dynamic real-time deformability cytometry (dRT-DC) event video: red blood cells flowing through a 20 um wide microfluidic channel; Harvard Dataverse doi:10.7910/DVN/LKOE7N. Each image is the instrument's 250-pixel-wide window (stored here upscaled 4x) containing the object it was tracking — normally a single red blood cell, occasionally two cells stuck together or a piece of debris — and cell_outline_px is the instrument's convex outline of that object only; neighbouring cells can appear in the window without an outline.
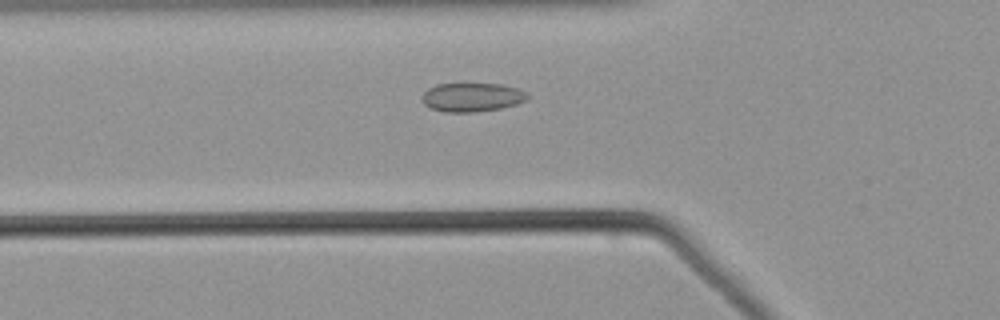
{"species": "common noctule bat (a hibernating species)", "species_latin": "Nyctalus noctula", "temperature_condition": "warm", "stored_images_in_passage": 46, "camera_frame_rate_fps": 3000, "um_per_image_px": 0.085, "animal": {"sex": "male", "body_mass_g": 21.5, "forearm_length_mm": 52.0}, "frame": {"image": 1, "passage_image": 11, "time_ms": 3.333, "image_size_px": [1000, 320], "cell_outline_px": [[528, 100], [516, 104], [500, 108], [476, 112], [444, 112], [432, 108], [424, 104], [420, 96], [428, 88], [436, 84], [464, 80], [500, 84], [516, 88], [528, 92]], "centroid_in_image_um": [40.09, 8.2], "position_along_channel_um": 85.7, "area_um2": 18.67}}
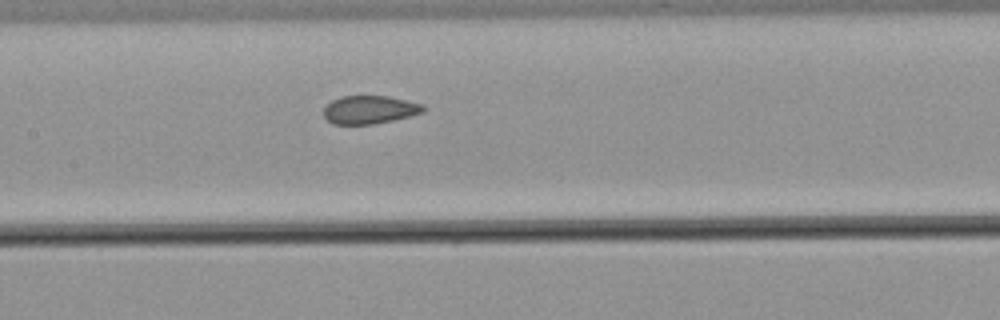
{"frame": {"image": 2, "passage_image": 18, "time_ms": 5.667, "image_size_px": [1000, 320], "cell_outline_px": [[428, 108], [424, 112], [392, 120], [372, 124], [332, 124], [324, 116], [324, 108], [332, 100], [340, 96], [388, 96], [424, 104]], "centroid_in_image_um": [31.44, 9.32], "position_along_channel_um": 176.0, "area_um2": 16.36}}
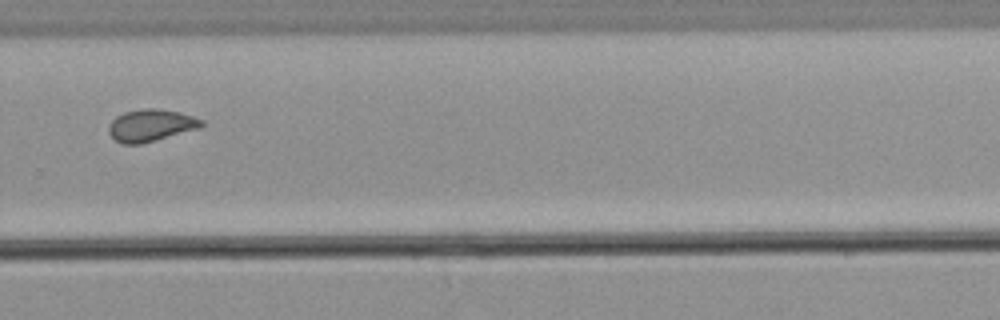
{"frame": {"image": 3, "passage_image": 29, "time_ms": 9.333, "image_size_px": [1000, 320], "cell_outline_px": [[204, 124], [200, 128], [140, 144], [120, 144], [108, 132], [108, 124], [116, 116], [124, 112], [140, 108], [156, 108], [180, 112], [204, 120]], "centroid_in_image_um": [12.81, 10.64], "position_along_channel_um": 317.0, "area_um2": 17.46}}